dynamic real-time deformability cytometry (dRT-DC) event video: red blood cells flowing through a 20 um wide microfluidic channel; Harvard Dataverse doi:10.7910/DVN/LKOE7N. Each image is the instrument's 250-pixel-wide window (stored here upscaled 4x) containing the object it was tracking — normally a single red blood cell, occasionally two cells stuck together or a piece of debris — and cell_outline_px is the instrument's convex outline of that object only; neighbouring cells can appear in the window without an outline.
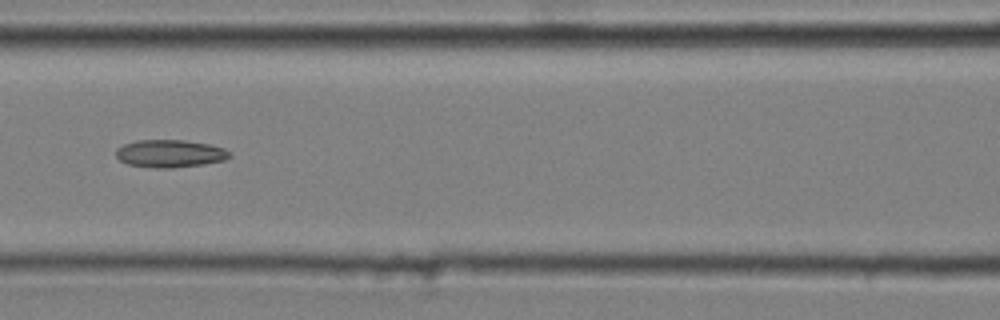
{"species": "common noctule bat (a hibernating species)", "species_latin": "Nyctalus noctula", "temperature_condition": "cold", "stored_images_in_passage": 5, "camera_frame_rate_fps": 3000, "um_per_image_px": 0.085, "animal": {"sex": "male", "body_mass_g": 20.4}, "frame": {"image": 1, "passage_image": 3, "time_ms": 0.667, "image_size_px": [1000, 320], "cell_outline_px": [[232, 156], [224, 160], [204, 164], [172, 168], [156, 168], [128, 164], [120, 160], [116, 156], [116, 148], [124, 144], [136, 140], [184, 140], [208, 144], [224, 148], [232, 152]], "centroid_in_image_um": [14.46, 13.05], "position_along_channel_um": 152.1, "area_um2": 18.38}}
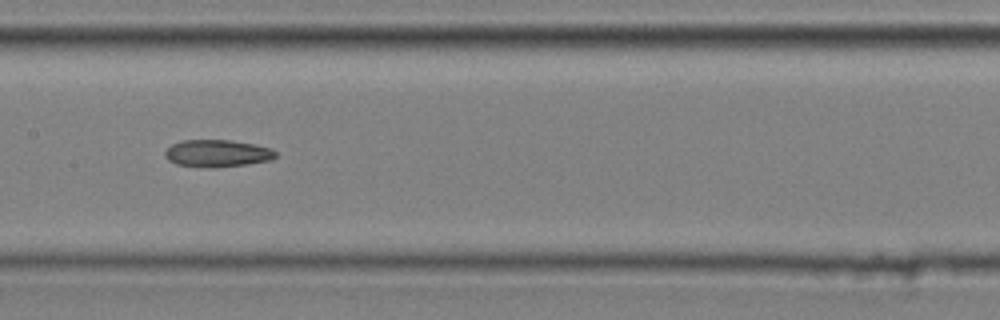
{"frame": {"image": 2, "passage_image": 4, "time_ms": 1.0, "image_size_px": [1000, 320], "cell_outline_px": [[276, 156], [272, 160], [248, 164], [216, 168], [212, 168], [176, 164], [168, 160], [164, 156], [164, 152], [172, 144], [184, 140], [232, 140], [256, 144], [272, 148], [276, 152]], "centroid_in_image_um": [18.5, 13.03], "position_along_channel_um": 188.9, "area_um2": 17.74}}
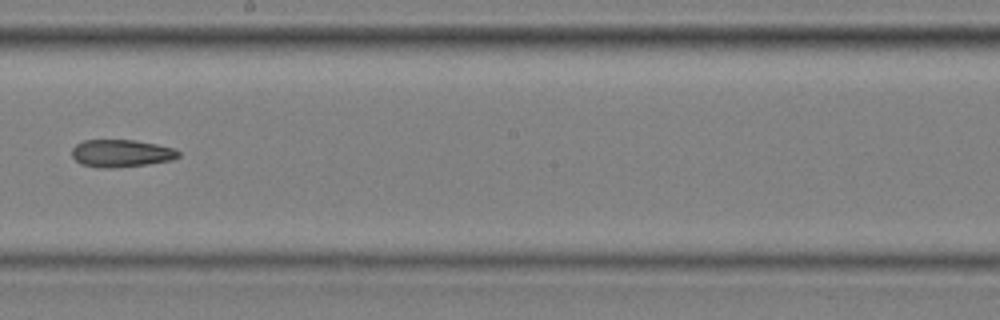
{"frame": {"image": 3, "passage_image": 5, "time_ms": 1.333, "image_size_px": [1000, 320], "cell_outline_px": [[180, 156], [172, 160], [148, 164], [108, 168], [96, 168], [80, 164], [72, 156], [72, 148], [76, 144], [84, 140], [136, 140], [176, 148], [180, 152]], "centroid_in_image_um": [10.31, 13.03], "position_along_channel_um": 237.9, "area_um2": 17.22}}